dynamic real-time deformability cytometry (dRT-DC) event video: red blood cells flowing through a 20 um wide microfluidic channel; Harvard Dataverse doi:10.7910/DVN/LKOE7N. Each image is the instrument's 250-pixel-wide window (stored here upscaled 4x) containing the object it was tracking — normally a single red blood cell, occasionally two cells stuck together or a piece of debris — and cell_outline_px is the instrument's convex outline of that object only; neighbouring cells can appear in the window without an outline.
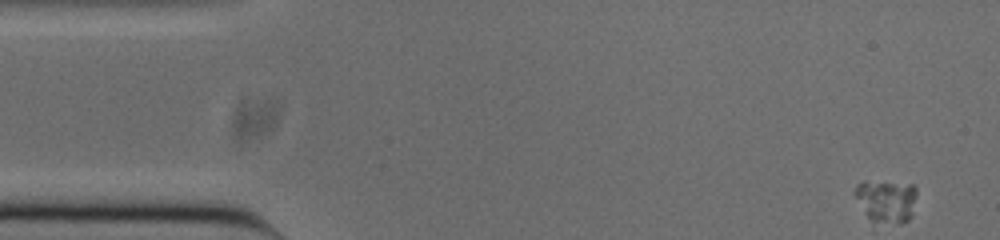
{"species": "common noctule bat (a hibernating species)", "species_latin": "Nyctalus noctula", "temperature_condition": "cold", "stored_images_in_passage": 52, "camera_frame_rate_fps": 3000, "um_per_image_px": 0.085, "animal": {"sex": "male", "body_mass_g": 20.0, "forearm_length_mm": 53.3}, "frame": {"image": 1, "passage_image": 1, "time_ms": 0.0, "image_size_px": [1000, 240], "cell_outline_px": [[916, 192], [908, 220], [900, 224], [896, 224], [872, 220], [864, 212], [856, 196], [856, 184], [864, 180], [912, 184], [916, 188]], "centroid_in_image_um": [75.32, 17.04], "position_along_channel_um": 9.7, "area_um2": 14.97}}
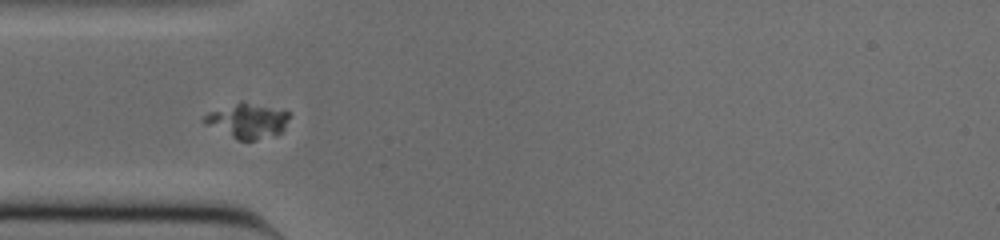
{"frame": {"image": 2, "passage_image": 14, "time_ms": 4.333, "image_size_px": [1000, 240], "cell_outline_px": [[292, 116], [284, 132], [276, 136], [256, 140], [240, 140], [204, 124], [200, 120], [208, 112], [236, 104], [244, 104], [292, 112]], "centroid_in_image_um": [21.1, 10.33], "position_along_channel_um": 63.9, "area_um2": 16.88}}
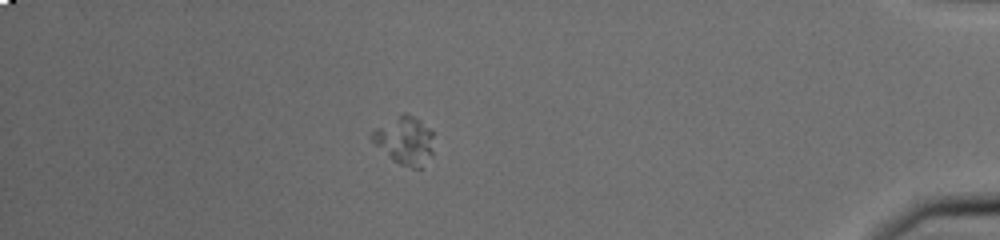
{"frame": {"image": 3, "passage_image": 45, "time_ms": 14.667, "image_size_px": [1000, 240], "cell_outline_px": [[432, 156], [424, 168], [412, 168], [400, 164], [392, 160], [372, 140], [372, 132], [376, 128], [404, 112], [408, 112], [420, 120], [432, 132]], "centroid_in_image_um": [34.45, 11.96], "position_along_channel_um": 400.8, "area_um2": 17.11}, "authors_computed_cell_mechanics": {"area_um2": 14.9991, "velocity_mm_per_s": 3.7812, "shape_relaxation_time_tau1_ms": 4.8208, "shape_relaxation_time_tau2_ms": null, "deformation_change_tau1": 0.2069, "deformation_change_tau2": null}}